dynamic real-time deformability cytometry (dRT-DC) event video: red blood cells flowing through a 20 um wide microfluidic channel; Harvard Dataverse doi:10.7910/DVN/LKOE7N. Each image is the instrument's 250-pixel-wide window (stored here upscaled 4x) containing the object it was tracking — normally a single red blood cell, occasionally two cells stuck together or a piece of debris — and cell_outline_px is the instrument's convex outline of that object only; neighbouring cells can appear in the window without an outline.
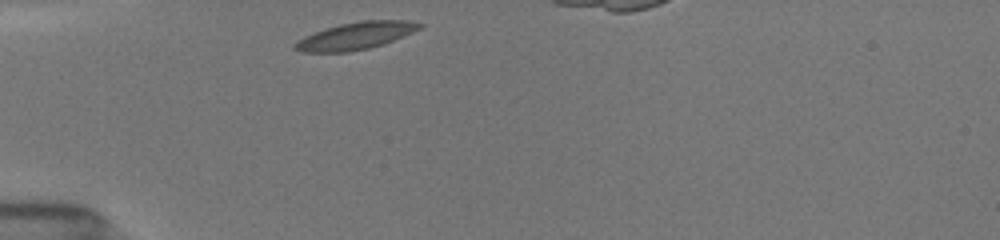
{"species": "common noctule bat (a hibernating species)", "species_latin": "Nyctalus noctula", "temperature_condition": "room temperature", "stored_images_in_passage": 1, "camera_frame_rate_fps": 3000, "um_per_image_px": 0.085, "animal": {"sex": "female", "body_mass_g": 19.5, "forearm_length_mm": 54.1}, "frame": {"image": 1, "passage_image": 1, "time_ms": 0.0, "image_size_px": [1000, 240], "cell_outline_px": [[424, 24], [420, 28], [412, 32], [384, 44], [368, 48], [348, 52], [300, 52], [292, 48], [292, 44], [296, 40], [304, 36], [340, 24], [360, 20], [408, 20]], "centroid_in_image_um": [30.2, 3.05], "position_along_channel_um": 54.8, "area_um2": 19.77}}